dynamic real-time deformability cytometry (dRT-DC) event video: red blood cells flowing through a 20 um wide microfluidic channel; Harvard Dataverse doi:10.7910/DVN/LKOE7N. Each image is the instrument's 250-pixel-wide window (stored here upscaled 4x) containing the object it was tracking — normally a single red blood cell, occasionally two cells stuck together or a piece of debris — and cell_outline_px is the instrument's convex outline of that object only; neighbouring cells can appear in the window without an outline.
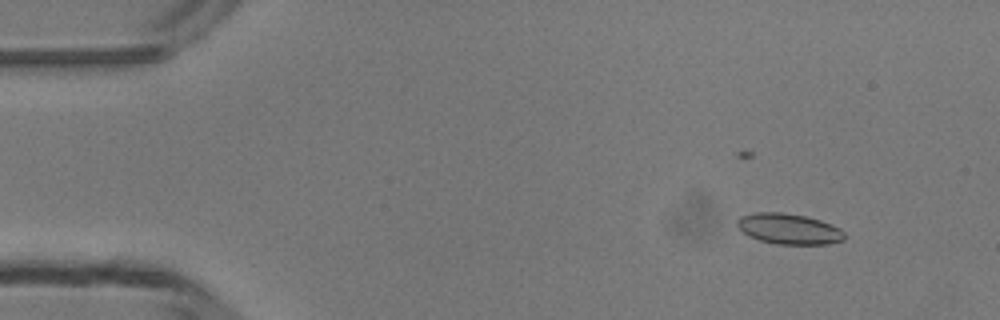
{"species": "common noctule bat (a hibernating species)", "species_latin": "Nyctalus noctula", "temperature_condition": "room temperature", "stored_images_in_passage": 48, "camera_frame_rate_fps": 3000, "um_per_image_px": 0.085, "animal": {"sex": "male", "body_mass_g": 13.3}, "frame": {"image": 1, "passage_image": 5, "time_ms": 1.333, "image_size_px": [1000, 320], "cell_outline_px": [[844, 240], [828, 244], [776, 244], [760, 240], [748, 236], [736, 224], [736, 220], [740, 216], [756, 212], [780, 212], [804, 216], [820, 220], [832, 224], [840, 228], [844, 232]], "centroid_in_image_um": [67.05, 19.45], "position_along_channel_um": 17.9, "area_um2": 19.13}}
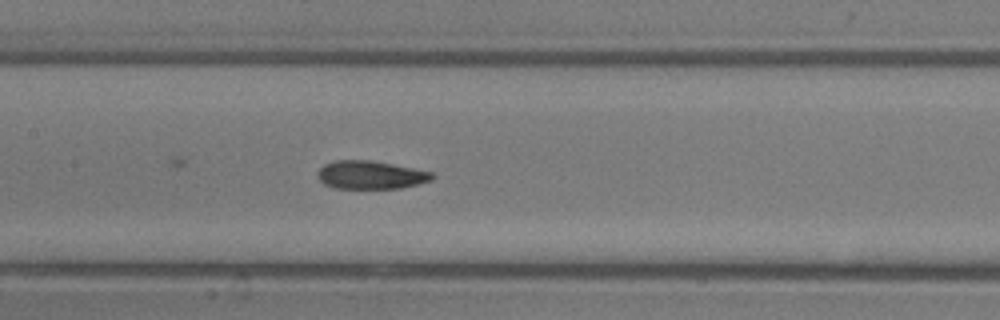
{"frame": {"image": 2, "passage_image": 23, "time_ms": 7.333, "image_size_px": [1000, 320], "cell_outline_px": [[436, 176], [432, 180], [400, 188], [336, 188], [324, 184], [316, 176], [316, 172], [324, 164], [336, 160], [372, 160], [432, 172]], "centroid_in_image_um": [31.48, 14.86], "position_along_channel_um": 175.9, "area_um2": 18.79}}
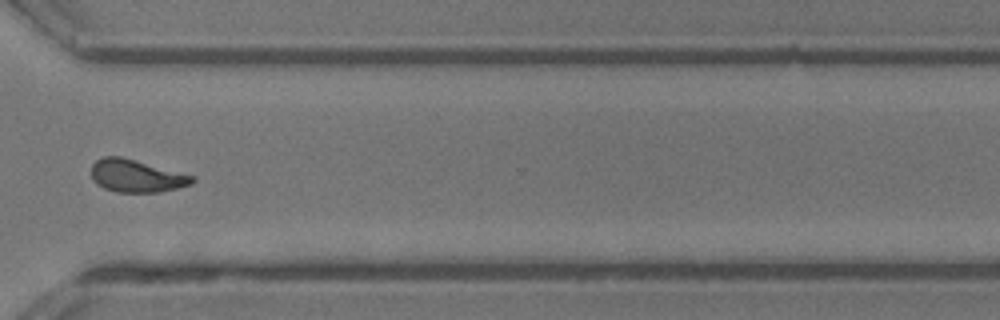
{"frame": {"image": 3, "passage_image": 36, "time_ms": 11.667, "image_size_px": [1000, 320], "cell_outline_px": [[196, 180], [192, 184], [160, 192], [116, 192], [104, 188], [96, 184], [92, 180], [92, 164], [96, 160], [104, 156], [120, 156], [196, 176]], "centroid_in_image_um": [11.6, 14.95], "position_along_channel_um": 359.0, "area_um2": 19.25}, "authors_computed_cell_mechanics": {"area_um2": 18.8139, "velocity_mm_per_s": 4.238, "shape_relaxation_time_tau1_ms": null, "shape_relaxation_time_tau2_ms": 2.2338, "deformation_change_tau1": null, "deformation_change_tau2": 0.0927}}